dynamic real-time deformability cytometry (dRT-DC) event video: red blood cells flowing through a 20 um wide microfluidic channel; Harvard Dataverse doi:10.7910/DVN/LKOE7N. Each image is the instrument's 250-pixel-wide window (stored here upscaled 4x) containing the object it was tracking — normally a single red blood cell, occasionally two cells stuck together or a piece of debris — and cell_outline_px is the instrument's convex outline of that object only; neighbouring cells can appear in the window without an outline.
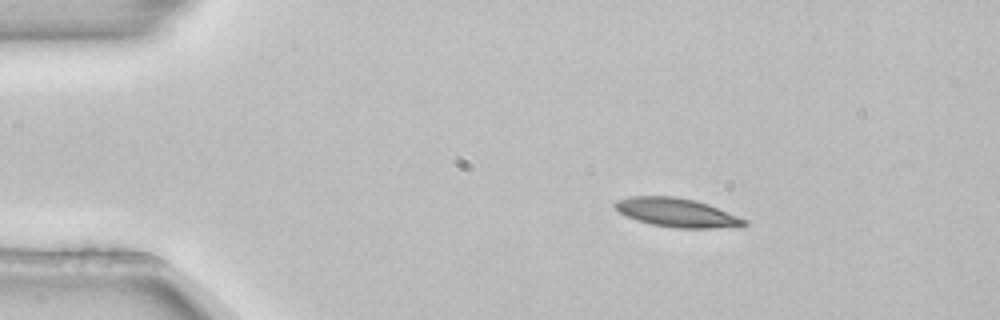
{"species": "common noctule bat (a hibernating species)", "species_latin": "Nyctalus noctula", "temperature_condition": "room temperature", "stored_images_in_passage": 3, "camera_frame_rate_fps": 3000, "um_per_image_px": 0.085, "animal": {"sex": "female", "body_mass_g": 22.7, "forearm_length_mm": 54.2}, "frame": {"image": 1, "passage_image": 1, "time_ms": 0.0, "image_size_px": [1000, 320], "cell_outline_px": [[748, 224], [712, 228], [676, 228], [652, 224], [636, 220], [620, 212], [612, 204], [616, 200], [628, 196], [676, 196], [696, 200], [708, 204], [748, 220]], "centroid_in_image_um": [57.49, 18.05], "position_along_channel_um": 27.5, "area_um2": 21.56}}